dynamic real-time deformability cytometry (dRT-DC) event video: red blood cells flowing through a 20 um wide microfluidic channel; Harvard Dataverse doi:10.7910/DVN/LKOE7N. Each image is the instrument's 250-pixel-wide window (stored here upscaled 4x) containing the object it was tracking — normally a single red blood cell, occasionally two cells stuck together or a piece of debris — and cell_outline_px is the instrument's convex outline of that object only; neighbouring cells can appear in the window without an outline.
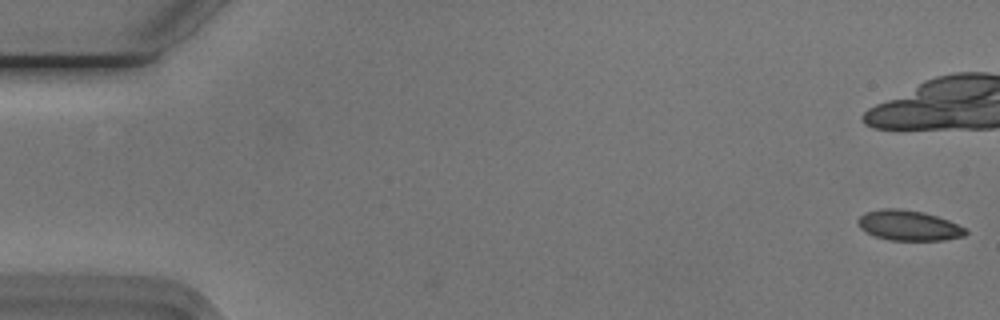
{"species": "Egyptian fruit bat (a non-hibernating species)", "species_latin": "Rousettus aegyptiacus", "temperature_condition": "cold", "stored_images_in_passage": 15, "camera_frame_rate_fps": 3000, "um_per_image_px": 0.085, "animal": {"sex": "male"}, "frame": {"image": 1, "passage_image": 1, "time_ms": 0.0, "image_size_px": [1000, 320], "cell_outline_px": [[968, 232], [964, 236], [944, 240], [888, 240], [876, 236], [860, 228], [856, 220], [864, 212], [884, 208], [900, 208], [924, 212], [948, 220], [964, 228]], "centroid_in_image_um": [77.21, 19.15], "position_along_channel_um": 7.8, "area_um2": 18.9}}